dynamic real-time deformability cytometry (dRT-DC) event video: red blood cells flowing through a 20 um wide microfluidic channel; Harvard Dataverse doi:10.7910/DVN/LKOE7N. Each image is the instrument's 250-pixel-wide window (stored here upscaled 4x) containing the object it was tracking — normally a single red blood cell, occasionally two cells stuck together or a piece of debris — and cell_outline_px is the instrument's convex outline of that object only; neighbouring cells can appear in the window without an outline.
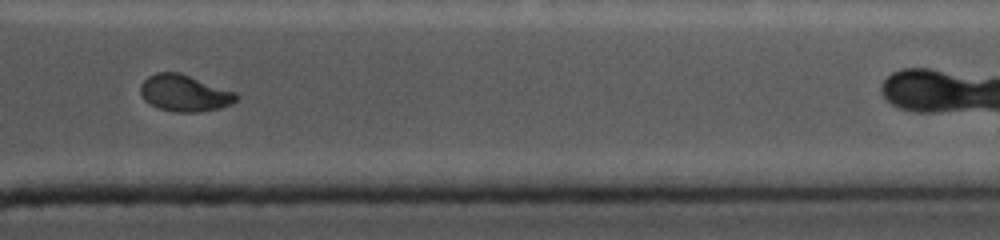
{"species": "common noctule bat (a hibernating species)", "species_latin": "Nyctalus noctula", "temperature_condition": "cold", "stored_images_in_passage": 11, "camera_frame_rate_fps": 5000, "um_per_image_px": 0.085, "animal": {"sex": "female", "body_mass_g": 19.0, "forearm_length_mm": 56.7}, "frame": {"image": 1, "passage_image": 10, "time_ms": 9.6, "image_size_px": [1000, 240], "cell_outline_px": [[236, 100], [220, 108], [192, 112], [176, 112], [160, 108], [144, 100], [140, 92], [140, 84], [148, 76], [156, 72], [180, 72], [236, 92]], "centroid_in_image_um": [15.64, 7.89], "position_along_channel_um": 395.8, "area_um2": 20.17}}